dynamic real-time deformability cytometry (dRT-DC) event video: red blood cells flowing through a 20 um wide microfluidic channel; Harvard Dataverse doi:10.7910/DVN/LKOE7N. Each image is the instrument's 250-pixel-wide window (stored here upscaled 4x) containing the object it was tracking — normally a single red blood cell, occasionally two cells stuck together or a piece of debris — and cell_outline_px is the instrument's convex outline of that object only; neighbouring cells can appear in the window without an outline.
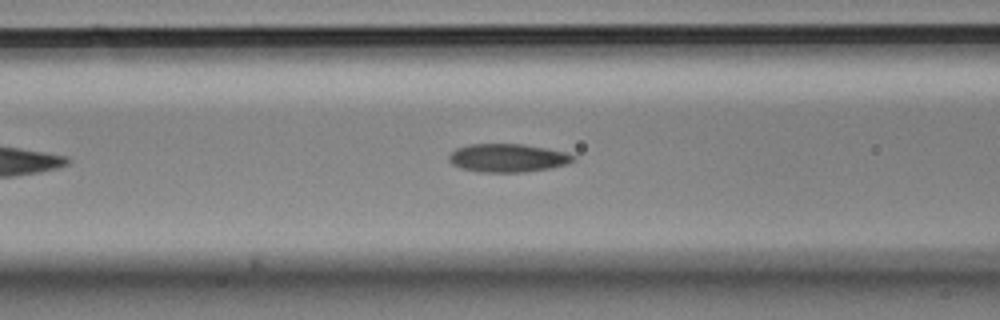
{"species": "Egyptian fruit bat (a non-hibernating species)", "species_latin": "Rousettus aegyptiacus", "temperature_condition": "cold", "stored_images_in_passage": 28, "camera_frame_rate_fps": 3000, "um_per_image_px": 0.085, "animal": {"sex": "male"}, "frame": {"image": 1, "passage_image": 13, "time_ms": 4.0, "image_size_px": [1000, 320], "cell_outline_px": [[576, 160], [568, 164], [548, 168], [524, 172], [480, 172], [460, 168], [452, 164], [448, 160], [448, 156], [456, 148], [468, 144], [524, 144], [568, 152], [576, 156]], "centroid_in_image_um": [43.17, 13.42], "position_along_channel_um": 123.4, "area_um2": 20.69}}